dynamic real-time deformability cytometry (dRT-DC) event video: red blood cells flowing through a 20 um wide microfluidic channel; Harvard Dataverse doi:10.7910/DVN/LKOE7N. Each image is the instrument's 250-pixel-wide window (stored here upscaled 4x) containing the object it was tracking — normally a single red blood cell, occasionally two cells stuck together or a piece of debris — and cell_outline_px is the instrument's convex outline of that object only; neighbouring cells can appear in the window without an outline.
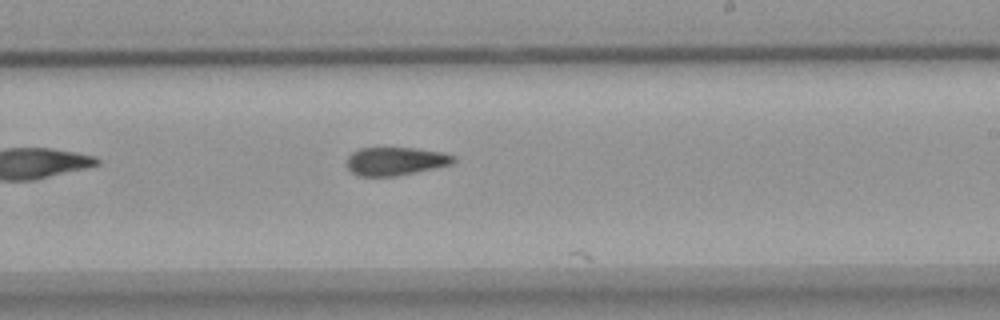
{"species": "common noctule bat (a hibernating species)", "species_latin": "Nyctalus noctula", "temperature_condition": "warm", "stored_images_in_passage": 29, "camera_frame_rate_fps": 3000, "um_per_image_px": 0.085, "animal": {"sex": "female", "body_mass_g": 18.4}, "frame": {"image": 1, "passage_image": 28, "time_ms": 9.0, "image_size_px": [1000, 320], "cell_outline_px": [[456, 164], [396, 176], [360, 176], [352, 172], [348, 168], [348, 156], [352, 152], [360, 148], [416, 148], [444, 152], [456, 156]], "centroid_in_image_um": [33.7, 13.7], "position_along_channel_um": 255.3, "area_um2": 17.74}}